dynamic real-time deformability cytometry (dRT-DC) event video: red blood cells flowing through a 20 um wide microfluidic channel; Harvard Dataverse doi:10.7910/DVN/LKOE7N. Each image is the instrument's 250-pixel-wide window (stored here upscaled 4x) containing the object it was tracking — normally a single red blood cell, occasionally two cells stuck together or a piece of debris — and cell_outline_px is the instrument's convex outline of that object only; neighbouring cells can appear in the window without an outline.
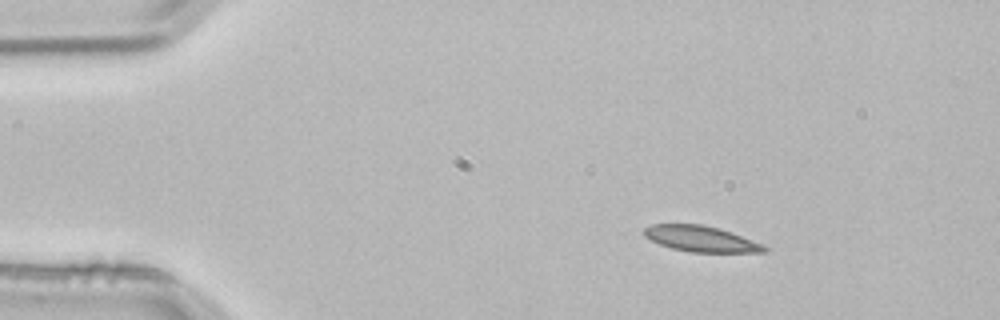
{"species": "common noctule bat (a hibernating species)", "species_latin": "Nyctalus noctula", "temperature_condition": "room temperature", "stored_images_in_passage": 3, "camera_frame_rate_fps": 3000, "um_per_image_px": 0.085, "animal": {"sex": "male", "body_mass_g": 21.5, "forearm_length_mm": 52.0}, "frame": {"image": 1, "passage_image": 1, "time_ms": 0.0, "image_size_px": [1000, 320], "cell_outline_px": [[768, 252], [692, 252], [672, 248], [660, 244], [644, 236], [644, 228], [652, 224], [700, 224], [716, 228], [764, 244], [768, 248]], "centroid_in_image_um": [59.57, 20.31], "position_along_channel_um": 25.4, "area_um2": 17.74}}
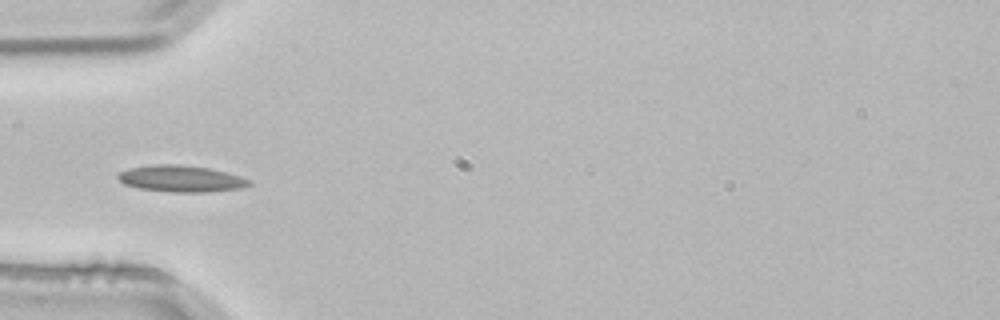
{"frame": {"image": 2, "passage_image": 3, "time_ms": 0.667, "image_size_px": [1000, 320], "cell_outline_px": [[252, 184], [240, 188], [208, 192], [168, 192], [140, 188], [124, 184], [116, 176], [120, 172], [128, 168], [152, 164], [180, 164], [208, 168], [224, 172], [252, 180]], "centroid_in_image_um": [15.37, 15.18], "position_along_channel_um": 69.6, "area_um2": 20.23}}